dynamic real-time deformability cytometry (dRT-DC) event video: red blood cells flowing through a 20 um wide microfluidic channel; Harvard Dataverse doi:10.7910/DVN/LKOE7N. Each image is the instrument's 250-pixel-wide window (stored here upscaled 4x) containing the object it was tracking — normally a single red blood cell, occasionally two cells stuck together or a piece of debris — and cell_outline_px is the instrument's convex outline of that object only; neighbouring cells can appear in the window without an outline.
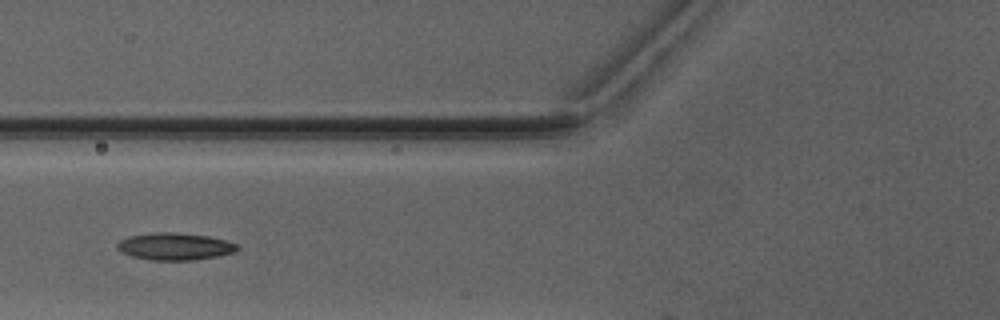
{"species": "Egyptian fruit bat (a non-hibernating species)", "species_latin": "Rousettus aegyptiacus", "temperature_condition": "warm", "stored_images_in_passage": 5, "camera_frame_rate_fps": 3000, "um_per_image_px": 0.085, "animal": {"sex": "male"}, "frame": {"image": 1, "passage_image": 4, "time_ms": 3.333, "image_size_px": [1000, 320], "cell_outline_px": [[240, 248], [232, 252], [220, 256], [192, 260], [148, 260], [132, 256], [120, 252], [116, 248], [116, 244], [120, 240], [132, 236], [152, 232], [172, 232], [208, 236], [240, 244]], "centroid_in_image_um": [14.86, 20.95], "position_along_channel_um": 110.9, "area_um2": 19.07}}